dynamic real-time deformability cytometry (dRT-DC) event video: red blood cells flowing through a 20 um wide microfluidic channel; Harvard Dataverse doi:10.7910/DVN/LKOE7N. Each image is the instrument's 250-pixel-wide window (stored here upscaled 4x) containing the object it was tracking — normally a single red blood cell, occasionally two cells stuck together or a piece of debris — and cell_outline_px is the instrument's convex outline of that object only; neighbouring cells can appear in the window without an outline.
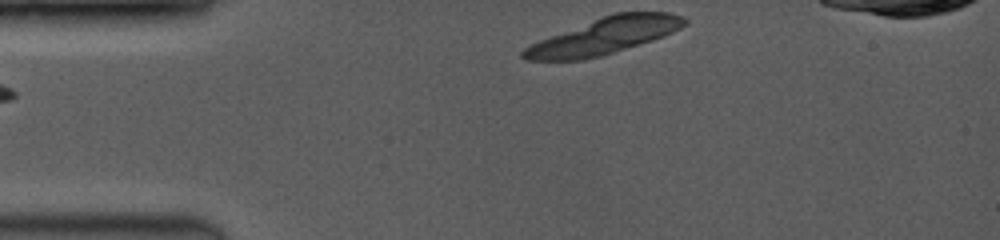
{"species": "common noctule bat (a hibernating species)", "species_latin": "Nyctalus noctula", "temperature_condition": "room temperature", "stored_images_in_passage": 3, "camera_frame_rate_fps": 3500, "um_per_image_px": 0.085, "animal": {"sex": "female", "body_mass_g": 19.0, "forearm_length_mm": 53.3}, "frame": {"image": 1, "passage_image": 1, "time_ms": 0.0, "image_size_px": [1000, 240], "cell_outline_px": [[688, 24], [664, 36], [652, 40], [600, 56], [580, 60], [528, 60], [520, 56], [520, 52], [524, 48], [540, 40], [600, 16], [616, 12], [668, 12], [680, 16], [688, 20]], "centroid_in_image_um": [51.37, 3.05], "position_along_channel_um": 33.6, "area_um2": 33.76}}